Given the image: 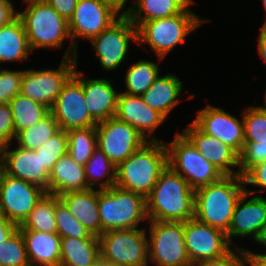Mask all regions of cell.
Returning <instances> with one entry per match:
<instances>
[{"instance_id":"2e32d148","label":"cell","mask_w":266,"mask_h":266,"mask_svg":"<svg viewBox=\"0 0 266 266\" xmlns=\"http://www.w3.org/2000/svg\"><path fill=\"white\" fill-rule=\"evenodd\" d=\"M185 248L191 264L221 257L233 246L224 231L202 223L195 217L184 222Z\"/></svg>"},{"instance_id":"f1b7e54d","label":"cell","mask_w":266,"mask_h":266,"mask_svg":"<svg viewBox=\"0 0 266 266\" xmlns=\"http://www.w3.org/2000/svg\"><path fill=\"white\" fill-rule=\"evenodd\" d=\"M100 256L99 237L61 238L60 266H92Z\"/></svg>"},{"instance_id":"ee69618b","label":"cell","mask_w":266,"mask_h":266,"mask_svg":"<svg viewBox=\"0 0 266 266\" xmlns=\"http://www.w3.org/2000/svg\"><path fill=\"white\" fill-rule=\"evenodd\" d=\"M16 134L14 132L12 110L9 103L0 105V143L7 146L14 143ZM14 139V140H13ZM12 141V142H11Z\"/></svg>"},{"instance_id":"836d02e7","label":"cell","mask_w":266,"mask_h":266,"mask_svg":"<svg viewBox=\"0 0 266 266\" xmlns=\"http://www.w3.org/2000/svg\"><path fill=\"white\" fill-rule=\"evenodd\" d=\"M68 153L78 164L85 165L97 147L95 127L77 128L67 131Z\"/></svg>"},{"instance_id":"4fadbf2b","label":"cell","mask_w":266,"mask_h":266,"mask_svg":"<svg viewBox=\"0 0 266 266\" xmlns=\"http://www.w3.org/2000/svg\"><path fill=\"white\" fill-rule=\"evenodd\" d=\"M97 147L117 167L146 142V138L130 124L116 117L97 123Z\"/></svg>"},{"instance_id":"8992f818","label":"cell","mask_w":266,"mask_h":266,"mask_svg":"<svg viewBox=\"0 0 266 266\" xmlns=\"http://www.w3.org/2000/svg\"><path fill=\"white\" fill-rule=\"evenodd\" d=\"M98 213L102 233L140 228L142 222H148L146 198L118 186L105 190L98 189Z\"/></svg>"},{"instance_id":"484cf974","label":"cell","mask_w":266,"mask_h":266,"mask_svg":"<svg viewBox=\"0 0 266 266\" xmlns=\"http://www.w3.org/2000/svg\"><path fill=\"white\" fill-rule=\"evenodd\" d=\"M87 185L84 166L67 153L62 156L49 173L48 193L59 196L63 193L85 191Z\"/></svg>"},{"instance_id":"7dc6e473","label":"cell","mask_w":266,"mask_h":266,"mask_svg":"<svg viewBox=\"0 0 266 266\" xmlns=\"http://www.w3.org/2000/svg\"><path fill=\"white\" fill-rule=\"evenodd\" d=\"M17 229L18 226L16 224L2 216L0 218V242L5 241Z\"/></svg>"},{"instance_id":"3957f363","label":"cell","mask_w":266,"mask_h":266,"mask_svg":"<svg viewBox=\"0 0 266 266\" xmlns=\"http://www.w3.org/2000/svg\"><path fill=\"white\" fill-rule=\"evenodd\" d=\"M245 191L243 176L224 175L195 190L194 217L227 233L236 203Z\"/></svg>"},{"instance_id":"52a82bcc","label":"cell","mask_w":266,"mask_h":266,"mask_svg":"<svg viewBox=\"0 0 266 266\" xmlns=\"http://www.w3.org/2000/svg\"><path fill=\"white\" fill-rule=\"evenodd\" d=\"M146 224L149 266H193L185 248L184 222L148 220Z\"/></svg>"},{"instance_id":"83f0119b","label":"cell","mask_w":266,"mask_h":266,"mask_svg":"<svg viewBox=\"0 0 266 266\" xmlns=\"http://www.w3.org/2000/svg\"><path fill=\"white\" fill-rule=\"evenodd\" d=\"M32 53L21 20L16 17L8 25L0 27V64L24 62Z\"/></svg>"},{"instance_id":"f6af8a7d","label":"cell","mask_w":266,"mask_h":266,"mask_svg":"<svg viewBox=\"0 0 266 266\" xmlns=\"http://www.w3.org/2000/svg\"><path fill=\"white\" fill-rule=\"evenodd\" d=\"M51 5L54 10L67 21L72 17L78 0H44Z\"/></svg>"},{"instance_id":"e0dca14e","label":"cell","mask_w":266,"mask_h":266,"mask_svg":"<svg viewBox=\"0 0 266 266\" xmlns=\"http://www.w3.org/2000/svg\"><path fill=\"white\" fill-rule=\"evenodd\" d=\"M202 132L216 137L222 143L232 147L238 154L244 145L243 117L237 118L222 107L206 105L199 109L192 121Z\"/></svg>"},{"instance_id":"d6a6232c","label":"cell","mask_w":266,"mask_h":266,"mask_svg":"<svg viewBox=\"0 0 266 266\" xmlns=\"http://www.w3.org/2000/svg\"><path fill=\"white\" fill-rule=\"evenodd\" d=\"M18 229L57 233L55 195L46 192L41 196L24 222L18 226Z\"/></svg>"},{"instance_id":"60d3db41","label":"cell","mask_w":266,"mask_h":266,"mask_svg":"<svg viewBox=\"0 0 266 266\" xmlns=\"http://www.w3.org/2000/svg\"><path fill=\"white\" fill-rule=\"evenodd\" d=\"M22 70L0 68V105L9 101L20 93Z\"/></svg>"},{"instance_id":"e575fe53","label":"cell","mask_w":266,"mask_h":266,"mask_svg":"<svg viewBox=\"0 0 266 266\" xmlns=\"http://www.w3.org/2000/svg\"><path fill=\"white\" fill-rule=\"evenodd\" d=\"M60 130L58 123L49 113L37 124L20 131L15 142L20 146L29 150H35L43 145L50 137Z\"/></svg>"},{"instance_id":"9c48e42d","label":"cell","mask_w":266,"mask_h":266,"mask_svg":"<svg viewBox=\"0 0 266 266\" xmlns=\"http://www.w3.org/2000/svg\"><path fill=\"white\" fill-rule=\"evenodd\" d=\"M99 242L100 256L117 266H149L145 227L104 232Z\"/></svg>"},{"instance_id":"f35d334b","label":"cell","mask_w":266,"mask_h":266,"mask_svg":"<svg viewBox=\"0 0 266 266\" xmlns=\"http://www.w3.org/2000/svg\"><path fill=\"white\" fill-rule=\"evenodd\" d=\"M241 113L244 123V142L266 144V113L257 106H249Z\"/></svg>"},{"instance_id":"8d00e7d4","label":"cell","mask_w":266,"mask_h":266,"mask_svg":"<svg viewBox=\"0 0 266 266\" xmlns=\"http://www.w3.org/2000/svg\"><path fill=\"white\" fill-rule=\"evenodd\" d=\"M34 152L39 156L43 167L50 173L54 164L68 153L67 131L60 129Z\"/></svg>"},{"instance_id":"681fc988","label":"cell","mask_w":266,"mask_h":266,"mask_svg":"<svg viewBox=\"0 0 266 266\" xmlns=\"http://www.w3.org/2000/svg\"><path fill=\"white\" fill-rule=\"evenodd\" d=\"M249 258V266H266V252L256 253L250 249H246Z\"/></svg>"},{"instance_id":"7a4b0ae2","label":"cell","mask_w":266,"mask_h":266,"mask_svg":"<svg viewBox=\"0 0 266 266\" xmlns=\"http://www.w3.org/2000/svg\"><path fill=\"white\" fill-rule=\"evenodd\" d=\"M195 191L170 166L146 197V214L152 221L185 222L194 218Z\"/></svg>"},{"instance_id":"74e56055","label":"cell","mask_w":266,"mask_h":266,"mask_svg":"<svg viewBox=\"0 0 266 266\" xmlns=\"http://www.w3.org/2000/svg\"><path fill=\"white\" fill-rule=\"evenodd\" d=\"M0 266H30L25 242L19 229L0 242Z\"/></svg>"},{"instance_id":"44dd1931","label":"cell","mask_w":266,"mask_h":266,"mask_svg":"<svg viewBox=\"0 0 266 266\" xmlns=\"http://www.w3.org/2000/svg\"><path fill=\"white\" fill-rule=\"evenodd\" d=\"M4 146L1 170L14 178L33 183L48 192L49 172L43 167L34 150L20 146Z\"/></svg>"},{"instance_id":"f907efd6","label":"cell","mask_w":266,"mask_h":266,"mask_svg":"<svg viewBox=\"0 0 266 266\" xmlns=\"http://www.w3.org/2000/svg\"><path fill=\"white\" fill-rule=\"evenodd\" d=\"M257 245L266 248V223L260 228L256 238L253 240Z\"/></svg>"},{"instance_id":"ab89813d","label":"cell","mask_w":266,"mask_h":266,"mask_svg":"<svg viewBox=\"0 0 266 266\" xmlns=\"http://www.w3.org/2000/svg\"><path fill=\"white\" fill-rule=\"evenodd\" d=\"M266 160V144L244 142L239 154V175L243 176L251 167Z\"/></svg>"},{"instance_id":"7c38bea8","label":"cell","mask_w":266,"mask_h":266,"mask_svg":"<svg viewBox=\"0 0 266 266\" xmlns=\"http://www.w3.org/2000/svg\"><path fill=\"white\" fill-rule=\"evenodd\" d=\"M122 15L115 6L104 0H78L68 21L73 45L78 50L80 39L91 41Z\"/></svg>"},{"instance_id":"8fae6325","label":"cell","mask_w":266,"mask_h":266,"mask_svg":"<svg viewBox=\"0 0 266 266\" xmlns=\"http://www.w3.org/2000/svg\"><path fill=\"white\" fill-rule=\"evenodd\" d=\"M78 61L62 58L58 69L22 70L20 93L50 109L63 85L78 67Z\"/></svg>"},{"instance_id":"ac0fdd59","label":"cell","mask_w":266,"mask_h":266,"mask_svg":"<svg viewBox=\"0 0 266 266\" xmlns=\"http://www.w3.org/2000/svg\"><path fill=\"white\" fill-rule=\"evenodd\" d=\"M265 223L266 198L261 194L254 196L245 191L236 203L231 223L226 233L227 239L233 246V239L238 237H251L254 240Z\"/></svg>"},{"instance_id":"f546056e","label":"cell","mask_w":266,"mask_h":266,"mask_svg":"<svg viewBox=\"0 0 266 266\" xmlns=\"http://www.w3.org/2000/svg\"><path fill=\"white\" fill-rule=\"evenodd\" d=\"M84 170L89 188L105 190L115 187L116 166L99 147L94 149L92 156L86 161Z\"/></svg>"},{"instance_id":"bcb514c9","label":"cell","mask_w":266,"mask_h":266,"mask_svg":"<svg viewBox=\"0 0 266 266\" xmlns=\"http://www.w3.org/2000/svg\"><path fill=\"white\" fill-rule=\"evenodd\" d=\"M11 0H0V27L8 25L17 17V7Z\"/></svg>"},{"instance_id":"ba28073f","label":"cell","mask_w":266,"mask_h":266,"mask_svg":"<svg viewBox=\"0 0 266 266\" xmlns=\"http://www.w3.org/2000/svg\"><path fill=\"white\" fill-rule=\"evenodd\" d=\"M165 144L168 166L180 174L192 190L214 183L224 176L180 132H176L174 139Z\"/></svg>"},{"instance_id":"f5cc1de1","label":"cell","mask_w":266,"mask_h":266,"mask_svg":"<svg viewBox=\"0 0 266 266\" xmlns=\"http://www.w3.org/2000/svg\"><path fill=\"white\" fill-rule=\"evenodd\" d=\"M92 266H117L110 261L103 259L101 256L94 262Z\"/></svg>"},{"instance_id":"db71d44e","label":"cell","mask_w":266,"mask_h":266,"mask_svg":"<svg viewBox=\"0 0 266 266\" xmlns=\"http://www.w3.org/2000/svg\"><path fill=\"white\" fill-rule=\"evenodd\" d=\"M263 100H264V105L263 106H257L262 112H264V113H266V90H265V94H264V96H263Z\"/></svg>"},{"instance_id":"5b68a950","label":"cell","mask_w":266,"mask_h":266,"mask_svg":"<svg viewBox=\"0 0 266 266\" xmlns=\"http://www.w3.org/2000/svg\"><path fill=\"white\" fill-rule=\"evenodd\" d=\"M190 5L183 13L172 17L143 22L137 28V46L148 44L158 60L163 61L180 43H185L190 33L208 23L191 10Z\"/></svg>"},{"instance_id":"ffe728a7","label":"cell","mask_w":266,"mask_h":266,"mask_svg":"<svg viewBox=\"0 0 266 266\" xmlns=\"http://www.w3.org/2000/svg\"><path fill=\"white\" fill-rule=\"evenodd\" d=\"M115 117L130 124L147 141H163L155 136V131L166 119L159 112L150 108L141 96L119 92Z\"/></svg>"},{"instance_id":"7bdbcfd3","label":"cell","mask_w":266,"mask_h":266,"mask_svg":"<svg viewBox=\"0 0 266 266\" xmlns=\"http://www.w3.org/2000/svg\"><path fill=\"white\" fill-rule=\"evenodd\" d=\"M243 179L247 193L255 195L258 192V196L260 193H264L266 191V160L258 165L251 167L243 175ZM248 185L258 187L259 190L247 189Z\"/></svg>"},{"instance_id":"cb8c5ba5","label":"cell","mask_w":266,"mask_h":266,"mask_svg":"<svg viewBox=\"0 0 266 266\" xmlns=\"http://www.w3.org/2000/svg\"><path fill=\"white\" fill-rule=\"evenodd\" d=\"M183 86V81L176 74H159L141 98L150 108L167 119L170 112L181 102L179 96L184 90Z\"/></svg>"},{"instance_id":"d590c367","label":"cell","mask_w":266,"mask_h":266,"mask_svg":"<svg viewBox=\"0 0 266 266\" xmlns=\"http://www.w3.org/2000/svg\"><path fill=\"white\" fill-rule=\"evenodd\" d=\"M55 221L57 234L61 238H93L90 232L68 210L66 205L55 195Z\"/></svg>"},{"instance_id":"d6986e66","label":"cell","mask_w":266,"mask_h":266,"mask_svg":"<svg viewBox=\"0 0 266 266\" xmlns=\"http://www.w3.org/2000/svg\"><path fill=\"white\" fill-rule=\"evenodd\" d=\"M180 133L224 175H239V154L232 147L205 134L192 121Z\"/></svg>"},{"instance_id":"c3c4849f","label":"cell","mask_w":266,"mask_h":266,"mask_svg":"<svg viewBox=\"0 0 266 266\" xmlns=\"http://www.w3.org/2000/svg\"><path fill=\"white\" fill-rule=\"evenodd\" d=\"M257 51L259 57L266 64V27H260V32L257 37Z\"/></svg>"},{"instance_id":"4316f807","label":"cell","mask_w":266,"mask_h":266,"mask_svg":"<svg viewBox=\"0 0 266 266\" xmlns=\"http://www.w3.org/2000/svg\"><path fill=\"white\" fill-rule=\"evenodd\" d=\"M125 15L138 28L143 22L183 13L194 0H133Z\"/></svg>"},{"instance_id":"9a60e30c","label":"cell","mask_w":266,"mask_h":266,"mask_svg":"<svg viewBox=\"0 0 266 266\" xmlns=\"http://www.w3.org/2000/svg\"><path fill=\"white\" fill-rule=\"evenodd\" d=\"M49 110L61 130L96 127L98 123L90 115L85 103L83 85L74 75L63 85Z\"/></svg>"},{"instance_id":"d4e9b609","label":"cell","mask_w":266,"mask_h":266,"mask_svg":"<svg viewBox=\"0 0 266 266\" xmlns=\"http://www.w3.org/2000/svg\"><path fill=\"white\" fill-rule=\"evenodd\" d=\"M30 266H60L61 237L57 233L20 230Z\"/></svg>"},{"instance_id":"1f68e13d","label":"cell","mask_w":266,"mask_h":266,"mask_svg":"<svg viewBox=\"0 0 266 266\" xmlns=\"http://www.w3.org/2000/svg\"><path fill=\"white\" fill-rule=\"evenodd\" d=\"M159 65L147 59H139L136 63H132L124 75L125 90L120 92L137 96L144 94L160 74Z\"/></svg>"},{"instance_id":"b9f144b4","label":"cell","mask_w":266,"mask_h":266,"mask_svg":"<svg viewBox=\"0 0 266 266\" xmlns=\"http://www.w3.org/2000/svg\"><path fill=\"white\" fill-rule=\"evenodd\" d=\"M196 266H249V258L245 248L235 245L225 255L204 260Z\"/></svg>"},{"instance_id":"277c9868","label":"cell","mask_w":266,"mask_h":266,"mask_svg":"<svg viewBox=\"0 0 266 266\" xmlns=\"http://www.w3.org/2000/svg\"><path fill=\"white\" fill-rule=\"evenodd\" d=\"M167 166L165 141H148L116 167L115 186L146 198Z\"/></svg>"},{"instance_id":"4dcf8cb0","label":"cell","mask_w":266,"mask_h":266,"mask_svg":"<svg viewBox=\"0 0 266 266\" xmlns=\"http://www.w3.org/2000/svg\"><path fill=\"white\" fill-rule=\"evenodd\" d=\"M12 110L14 132L29 128L45 118L50 110L43 104L19 93L9 101Z\"/></svg>"},{"instance_id":"30bf717a","label":"cell","mask_w":266,"mask_h":266,"mask_svg":"<svg viewBox=\"0 0 266 266\" xmlns=\"http://www.w3.org/2000/svg\"><path fill=\"white\" fill-rule=\"evenodd\" d=\"M131 42L137 44V27L123 14L110 27L91 40L100 66L104 71L118 69L129 54Z\"/></svg>"},{"instance_id":"9f6ffc18","label":"cell","mask_w":266,"mask_h":266,"mask_svg":"<svg viewBox=\"0 0 266 266\" xmlns=\"http://www.w3.org/2000/svg\"><path fill=\"white\" fill-rule=\"evenodd\" d=\"M3 148L4 146L0 143V169L2 166Z\"/></svg>"},{"instance_id":"6da1fadb","label":"cell","mask_w":266,"mask_h":266,"mask_svg":"<svg viewBox=\"0 0 266 266\" xmlns=\"http://www.w3.org/2000/svg\"><path fill=\"white\" fill-rule=\"evenodd\" d=\"M24 10H17L28 44L32 52L38 49H61L64 41H70L69 47L63 52V58L78 59V50L73 45L68 21L60 16L54 8L44 0H22Z\"/></svg>"},{"instance_id":"11a10c76","label":"cell","mask_w":266,"mask_h":266,"mask_svg":"<svg viewBox=\"0 0 266 266\" xmlns=\"http://www.w3.org/2000/svg\"><path fill=\"white\" fill-rule=\"evenodd\" d=\"M262 2V4H263V8H264V10H265V15H266V0H261ZM261 27H266V19H264V21H263V24L261 25Z\"/></svg>"},{"instance_id":"603a6c76","label":"cell","mask_w":266,"mask_h":266,"mask_svg":"<svg viewBox=\"0 0 266 266\" xmlns=\"http://www.w3.org/2000/svg\"><path fill=\"white\" fill-rule=\"evenodd\" d=\"M59 198L91 235L99 237L102 234V223L98 213V188L63 193Z\"/></svg>"},{"instance_id":"7402d4cb","label":"cell","mask_w":266,"mask_h":266,"mask_svg":"<svg viewBox=\"0 0 266 266\" xmlns=\"http://www.w3.org/2000/svg\"><path fill=\"white\" fill-rule=\"evenodd\" d=\"M77 69L76 67L73 75L83 85L85 103L90 115L97 122L115 117L119 91L112 85L113 81L106 78H85L86 74Z\"/></svg>"},{"instance_id":"5bb4252c","label":"cell","mask_w":266,"mask_h":266,"mask_svg":"<svg viewBox=\"0 0 266 266\" xmlns=\"http://www.w3.org/2000/svg\"><path fill=\"white\" fill-rule=\"evenodd\" d=\"M46 191L33 183L5 174L0 169L1 215L20 226Z\"/></svg>"},{"instance_id":"816d5d0a","label":"cell","mask_w":266,"mask_h":266,"mask_svg":"<svg viewBox=\"0 0 266 266\" xmlns=\"http://www.w3.org/2000/svg\"><path fill=\"white\" fill-rule=\"evenodd\" d=\"M115 6L122 14L126 13L125 6L128 0H104ZM124 9V10H123Z\"/></svg>"}]
</instances>
